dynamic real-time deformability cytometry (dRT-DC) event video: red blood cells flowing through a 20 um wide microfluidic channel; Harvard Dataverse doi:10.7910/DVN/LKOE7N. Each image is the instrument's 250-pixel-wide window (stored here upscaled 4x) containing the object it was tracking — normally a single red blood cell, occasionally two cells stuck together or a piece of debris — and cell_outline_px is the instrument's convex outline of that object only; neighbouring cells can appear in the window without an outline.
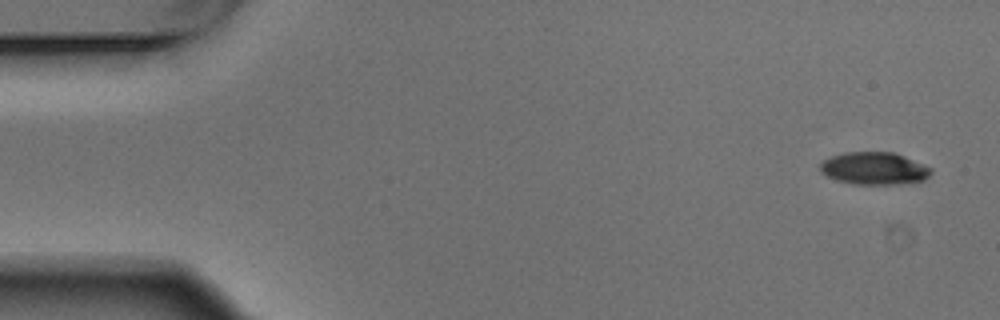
{"species": "Egyptian fruit bat (a non-hibernating species)", "species_latin": "Rousettus aegyptiacus", "temperature_condition": "warm", "stored_images_in_passage": 6, "camera_frame_rate_fps": 3000, "um_per_image_px": 0.085, "animal": {"sex": "male"}, "frame": {"image": 1, "passage_image": 1, "time_ms": 0.0, "image_size_px": [1000, 320], "cell_outline_px": [[932, 172], [924, 180], [892, 184], [852, 184], [836, 180], [820, 172], [820, 164], [824, 160], [832, 156], [844, 152], [892, 152], [904, 156], [932, 168]], "centroid_in_image_um": [74.28, 14.31], "position_along_channel_um": 10.7, "area_um2": 20.81}}
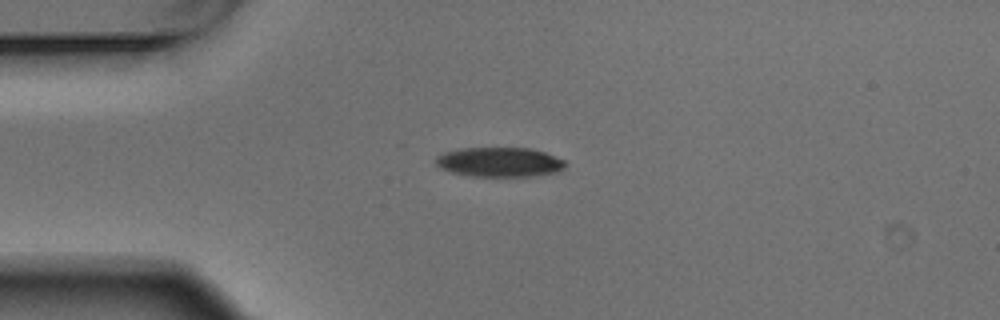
{"frame": {"image": 2, "passage_image": 4, "time_ms": 1.0, "image_size_px": [1000, 320], "cell_outline_px": [[564, 168], [560, 172], [532, 176], [472, 176], [452, 172], [440, 168], [432, 160], [436, 156], [444, 152], [460, 148], [528, 148], [544, 152], [564, 160]], "centroid_in_image_um": [42.42, 13.78], "position_along_channel_um": 42.6, "area_um2": 22.37}}
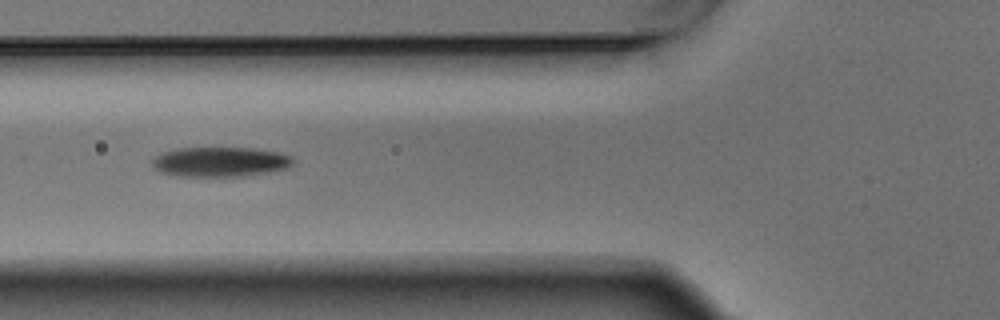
{"frame": {"image": 3, "passage_image": 6, "time_ms": 1.667, "image_size_px": [1000, 320], "cell_outline_px": [[292, 164], [288, 168], [268, 172], [244, 176], [176, 176], [160, 172], [152, 164], [152, 160], [160, 152], [176, 148], [252, 148], [280, 152], [292, 156]], "centroid_in_image_um": [18.7, 13.75], "position_along_channel_um": 107.1, "area_um2": 24.51}}